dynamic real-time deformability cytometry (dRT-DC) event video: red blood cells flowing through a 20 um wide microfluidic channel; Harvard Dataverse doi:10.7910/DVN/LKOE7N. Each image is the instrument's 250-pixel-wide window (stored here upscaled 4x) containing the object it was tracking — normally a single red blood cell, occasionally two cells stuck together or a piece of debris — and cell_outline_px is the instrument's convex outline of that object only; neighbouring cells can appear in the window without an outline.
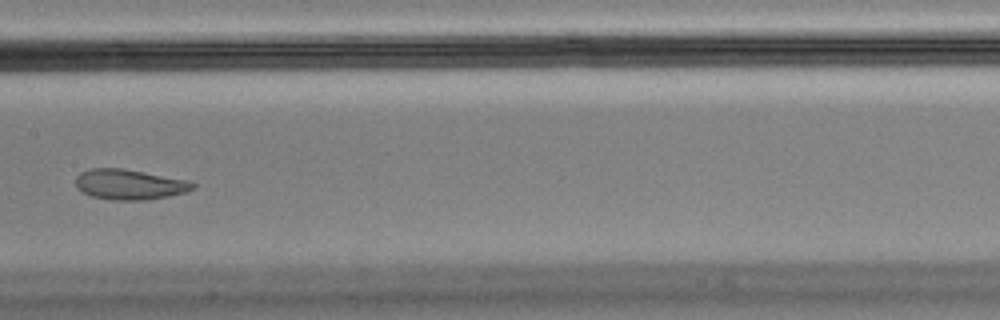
{"species": "Egyptian fruit bat (a non-hibernating species)", "species_latin": "Rousettus aegyptiacus", "temperature_condition": "cold", "stored_images_in_passage": 7, "camera_frame_rate_fps": 3000, "um_per_image_px": 0.085, "animal": {"sex": "male"}, "frame": {"image": 1, "passage_image": 7, "time_ms": 2.0, "image_size_px": [1000, 320], "cell_outline_px": [[196, 188], [188, 192], [148, 200], [112, 200], [92, 196], [76, 188], [76, 176], [80, 172], [88, 168], [124, 168], [184, 180], [196, 184]], "centroid_in_image_um": [10.99, 15.68], "position_along_channel_um": 196.4, "area_um2": 20.69}}